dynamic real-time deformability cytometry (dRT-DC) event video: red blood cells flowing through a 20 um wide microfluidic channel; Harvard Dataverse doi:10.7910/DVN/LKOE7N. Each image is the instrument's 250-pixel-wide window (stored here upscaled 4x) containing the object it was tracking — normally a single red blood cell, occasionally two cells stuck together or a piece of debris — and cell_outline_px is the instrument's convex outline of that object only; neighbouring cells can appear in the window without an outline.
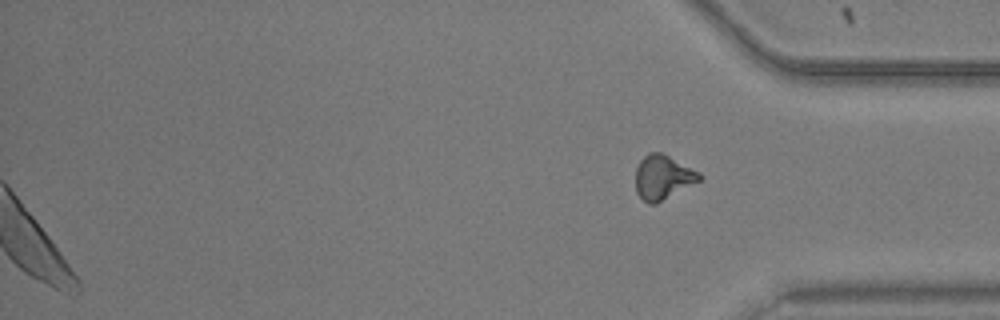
{"species": "common noctule bat (a hibernating species)", "species_latin": "Nyctalus noctula", "temperature_condition": "warm", "stored_images_in_passage": 44, "segment_of_instrument_passage": [2, 2], "camera_frame_rate_fps": 3000, "um_per_image_px": 0.085, "animal": {"sex": "male", "body_mass_g": 20.5, "forearm_length_mm": 52.5}, "frame": {"image": 1, "passage_image": 44, "time_ms": 14.333, "image_size_px": [1000, 320], "cell_outline_px": [[704, 176], [700, 180], [656, 204], [648, 204], [636, 192], [636, 168], [640, 160], [648, 152], [660, 152], [700, 172]], "centroid_in_image_um": [56.34, 15.07], "position_along_channel_um": 378.9, "area_um2": 16.36}}